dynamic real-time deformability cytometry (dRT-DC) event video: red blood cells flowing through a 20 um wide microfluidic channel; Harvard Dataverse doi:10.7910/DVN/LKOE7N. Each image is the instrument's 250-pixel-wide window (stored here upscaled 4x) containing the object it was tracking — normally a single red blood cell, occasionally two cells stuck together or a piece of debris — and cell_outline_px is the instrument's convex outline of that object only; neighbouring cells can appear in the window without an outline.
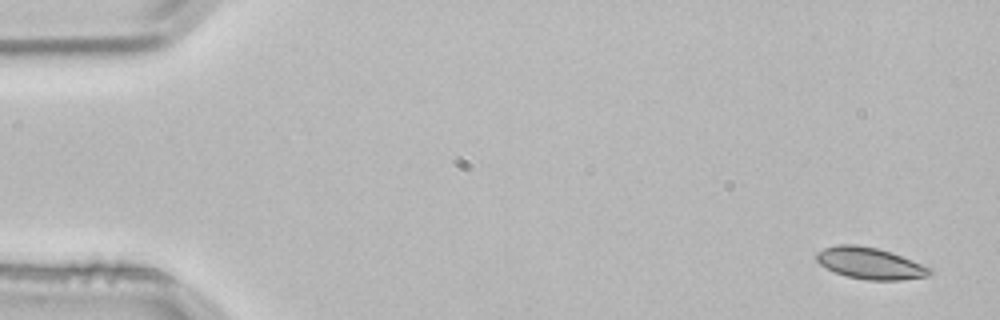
{"species": "common noctule bat (a hibernating species)", "species_latin": "Nyctalus noctula", "temperature_condition": "room temperature", "stored_images_in_passage": 3, "camera_frame_rate_fps": 3000, "um_per_image_px": 0.085, "animal": {"sex": "male", "body_mass_g": 21.5, "forearm_length_mm": 52.0}, "frame": {"image": 1, "passage_image": 1, "time_ms": 0.0, "image_size_px": [1000, 320], "cell_outline_px": [[932, 272], [928, 276], [900, 280], [868, 280], [848, 276], [836, 272], [820, 264], [816, 260], [816, 252], [824, 248], [836, 244], [856, 244], [876, 248], [892, 252], [932, 268]], "centroid_in_image_um": [73.96, 22.37], "position_along_channel_um": 11.0, "area_um2": 20.75}}
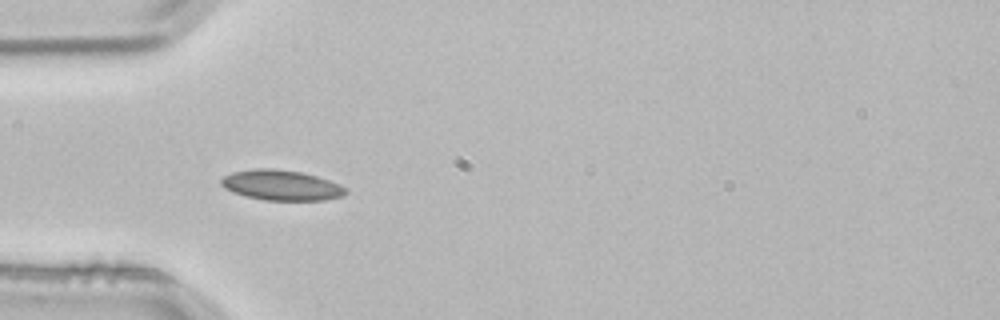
{"frame": {"image": 2, "passage_image": 3, "time_ms": 0.667, "image_size_px": [1000, 320], "cell_outline_px": [[348, 192], [340, 196], [324, 200], [264, 200], [244, 196], [232, 192], [224, 188], [220, 184], [220, 180], [224, 176], [232, 172], [256, 168], [276, 168], [304, 172], [340, 184], [348, 188]], "centroid_in_image_um": [23.9, 15.73], "position_along_channel_um": 61.1, "area_um2": 22.2}}